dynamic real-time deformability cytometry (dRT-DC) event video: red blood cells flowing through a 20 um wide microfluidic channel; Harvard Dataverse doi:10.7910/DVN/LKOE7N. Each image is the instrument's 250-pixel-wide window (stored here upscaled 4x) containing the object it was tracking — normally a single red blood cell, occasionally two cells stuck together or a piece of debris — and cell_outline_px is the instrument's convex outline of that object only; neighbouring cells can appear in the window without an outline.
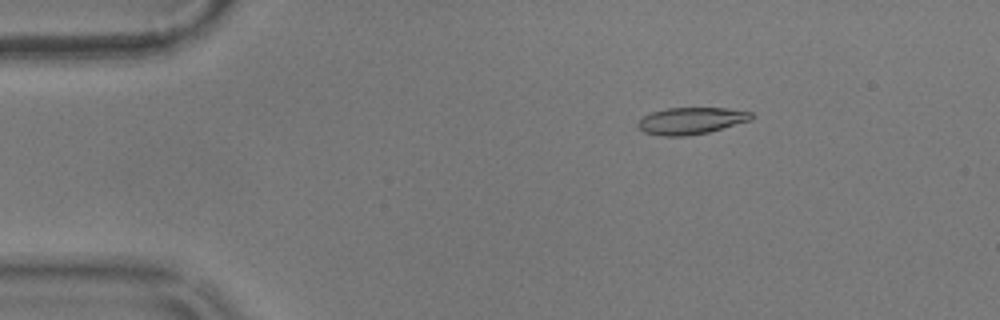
{"species": "common noctule bat (a hibernating species)", "species_latin": "Nyctalus noctula", "temperature_condition": "warm", "stored_images_in_passage": 48, "camera_frame_rate_fps": 3000, "um_per_image_px": 0.085, "animal": {"sex": "male", "body_mass_g": 17.9}, "frame": {"image": 1, "passage_image": 1, "time_ms": 0.0, "image_size_px": [1000, 320], "cell_outline_px": [[756, 116], [752, 120], [708, 132], [688, 136], [660, 136], [644, 132], [636, 124], [644, 116], [652, 112], [668, 108], [728, 108], [752, 112]], "centroid_in_image_um": [58.78, 10.27], "position_along_channel_um": 26.2, "area_um2": 17.8}}
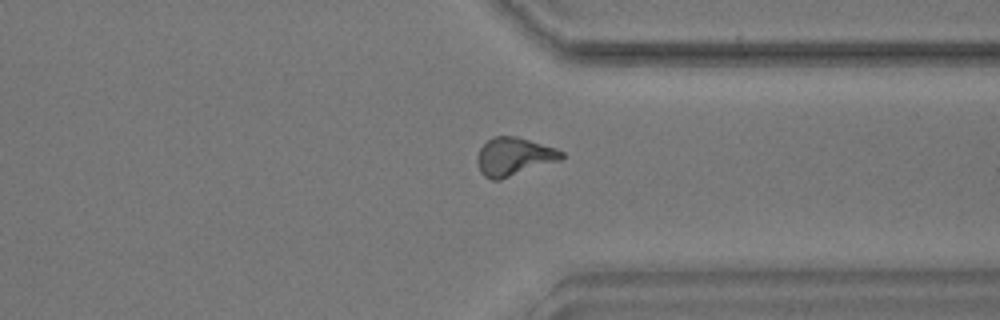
{"frame": {"image": 2, "passage_image": 35, "time_ms": 11.333, "image_size_px": [1000, 320], "cell_outline_px": [[564, 156], [560, 160], [500, 180], [492, 180], [484, 176], [480, 172], [476, 160], [476, 156], [480, 148], [492, 136], [516, 136], [556, 148], [564, 152]], "centroid_in_image_um": [43.66, 13.31], "position_along_channel_um": 367.7, "area_um2": 18.79}}
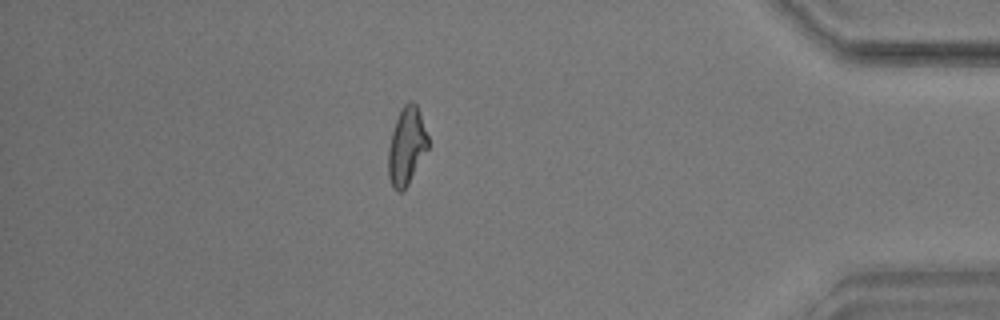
{"frame": {"image": 3, "passage_image": 41, "time_ms": 13.333, "image_size_px": [1000, 320], "cell_outline_px": [[428, 148], [408, 184], [400, 192], [396, 192], [392, 188], [388, 176], [388, 148], [392, 132], [396, 120], [404, 104], [408, 100], [412, 100], [416, 104], [420, 112], [428, 136]], "centroid_in_image_um": [34.55, 12.42], "position_along_channel_um": 400.7, "area_um2": 17.92}, "authors_computed_cell_mechanics": {"area_um2": 17.918, "velocity_mm_per_s": 3.5679, "shape_relaxation_time_tau1_ms": null, "shape_relaxation_time_tau2_ms": 2.1089, "deformation_change_tau1": null, "deformation_change_tau2": 0.0896}}